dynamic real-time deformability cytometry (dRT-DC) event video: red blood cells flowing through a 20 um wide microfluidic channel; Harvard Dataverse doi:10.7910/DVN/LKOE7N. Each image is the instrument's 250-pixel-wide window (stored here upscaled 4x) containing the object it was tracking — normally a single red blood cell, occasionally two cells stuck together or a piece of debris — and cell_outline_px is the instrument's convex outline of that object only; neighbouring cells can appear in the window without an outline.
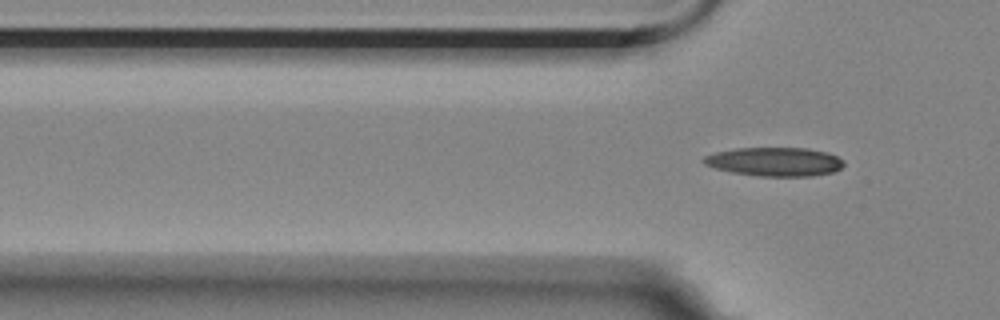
{"species": "Egyptian fruit bat (a non-hibernating species)", "species_latin": "Rousettus aegyptiacus", "temperature_condition": "room temperature", "stored_images_in_passage": 7, "camera_frame_rate_fps": 3000, "um_per_image_px": 0.085, "animal": {"sex": "female"}, "frame": {"image": 1, "passage_image": 7, "time_ms": 7.0, "image_size_px": [1000, 320], "cell_outline_px": [[844, 164], [840, 168], [832, 172], [812, 176], [760, 176], [732, 172], [716, 168], [704, 164], [700, 160], [704, 156], [716, 152], [736, 148], [808, 148], [828, 152], [844, 160]], "centroid_in_image_um": [65.85, 13.74], "position_along_channel_um": 60.0, "area_um2": 23.52}}